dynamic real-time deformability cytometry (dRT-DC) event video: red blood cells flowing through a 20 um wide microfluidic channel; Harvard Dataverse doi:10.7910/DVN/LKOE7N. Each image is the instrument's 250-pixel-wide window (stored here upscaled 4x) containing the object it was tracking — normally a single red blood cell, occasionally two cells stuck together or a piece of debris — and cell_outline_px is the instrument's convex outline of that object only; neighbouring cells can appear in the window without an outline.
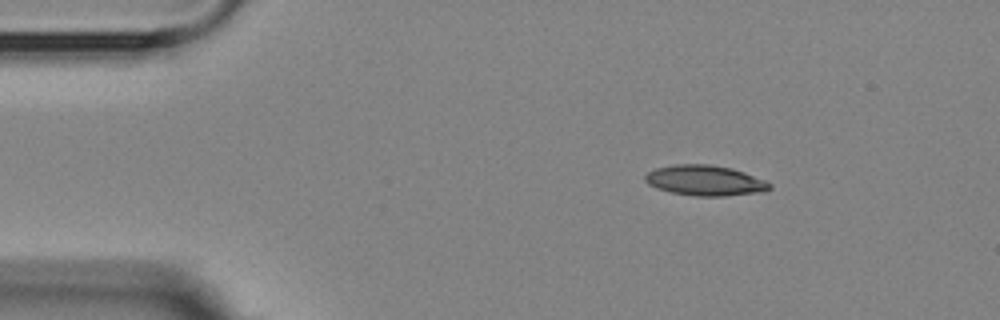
{"species": "Egyptian fruit bat (a non-hibernating species)", "species_latin": "Rousettus aegyptiacus", "temperature_condition": "room temperature", "stored_images_in_passage": 3, "camera_frame_rate_fps": 3000, "um_per_image_px": 0.085, "animal": {"sex": "female"}, "frame": {"image": 1, "passage_image": 2, "time_ms": 1.333, "image_size_px": [1000, 320], "cell_outline_px": [[772, 188], [764, 192], [724, 196], [696, 196], [672, 192], [656, 188], [648, 184], [644, 180], [644, 176], [648, 172], [656, 168], [676, 164], [708, 164], [732, 168], [744, 172], [764, 180], [772, 184]], "centroid_in_image_um": [59.94, 15.34], "position_along_channel_um": 25.1, "area_um2": 22.08}}